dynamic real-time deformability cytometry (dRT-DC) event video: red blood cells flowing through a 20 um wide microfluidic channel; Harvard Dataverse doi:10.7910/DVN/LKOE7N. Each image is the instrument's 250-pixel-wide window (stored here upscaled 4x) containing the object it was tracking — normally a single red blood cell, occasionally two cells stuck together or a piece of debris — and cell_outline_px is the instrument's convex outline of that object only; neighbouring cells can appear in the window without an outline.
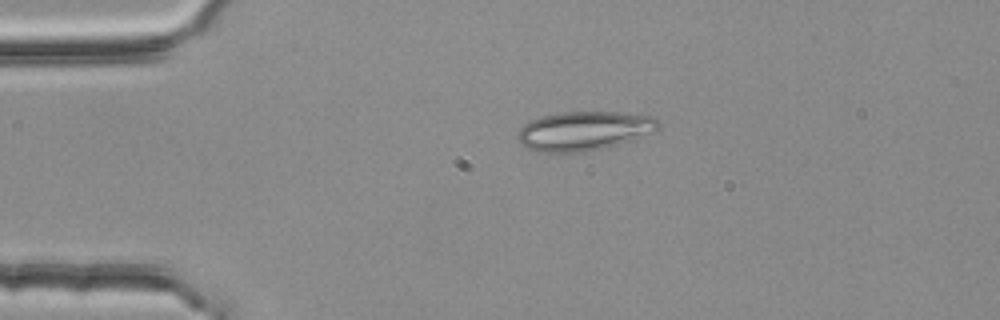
{"species": "common noctule bat (a hibernating species)", "species_latin": "Nyctalus noctula", "temperature_condition": "room temperature", "stored_images_in_passage": 2, "camera_frame_rate_fps": 3000, "um_per_image_px": 0.085, "animal": {"sex": "female", "body_mass_g": 25.1}, "frame": {"image": 1, "passage_image": 1, "time_ms": 0.0, "image_size_px": [1000, 320], "cell_outline_px": [[660, 128], [652, 132], [616, 144], [584, 152], [556, 156], [536, 152], [528, 148], [516, 136], [520, 128], [524, 124], [532, 120], [544, 116], [560, 112], [620, 112], [652, 116], [660, 124]], "centroid_in_image_um": [49.57, 11.16], "position_along_channel_um": 35.4, "area_um2": 32.25}}